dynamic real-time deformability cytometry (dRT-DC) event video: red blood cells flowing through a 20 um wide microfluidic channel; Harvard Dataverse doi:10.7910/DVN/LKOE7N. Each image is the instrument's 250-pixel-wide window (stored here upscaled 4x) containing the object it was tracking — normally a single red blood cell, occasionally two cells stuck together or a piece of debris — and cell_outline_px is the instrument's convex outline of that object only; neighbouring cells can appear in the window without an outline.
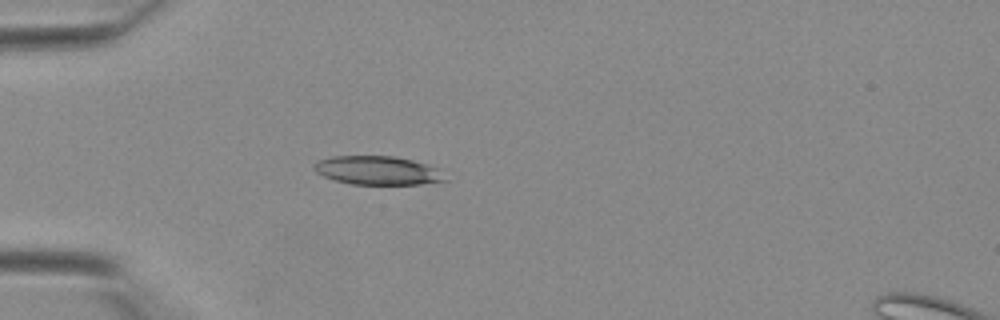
{"species": "Egyptian fruit bat (a non-hibernating species)", "species_latin": "Rousettus aegyptiacus", "temperature_condition": "warm", "stored_images_in_passage": 17, "camera_frame_rate_fps": 3000, "um_per_image_px": 0.085, "animal": {"sex": "female"}, "frame": {"image": 1, "passage_image": 1, "time_ms": 0.0, "image_size_px": [1000, 320], "cell_outline_px": [[448, 180], [420, 184], [352, 184], [336, 180], [324, 176], [316, 172], [312, 168], [312, 164], [316, 160], [332, 156], [392, 156], [412, 160], [428, 164], [440, 168]], "centroid_in_image_um": [32.1, 14.48], "position_along_channel_um": 52.9, "area_um2": 22.08}}
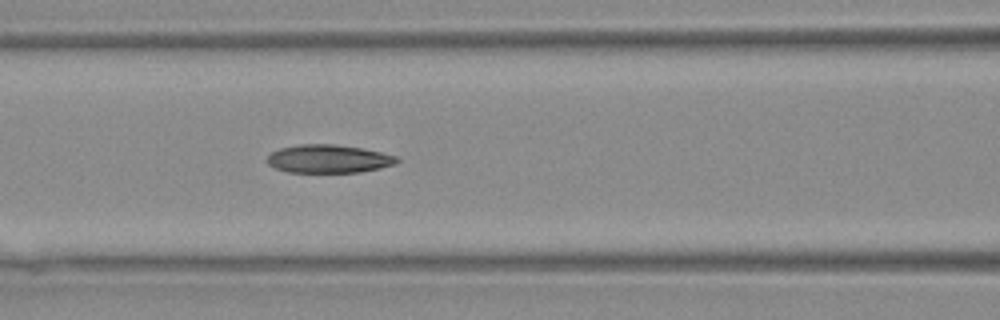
{"frame": {"image": 2, "passage_image": 7, "time_ms": 2.0, "image_size_px": [1000, 320], "cell_outline_px": [[400, 160], [396, 164], [380, 168], [360, 172], [288, 172], [276, 168], [268, 164], [264, 160], [272, 152], [280, 148], [300, 144], [332, 144], [360, 148], [380, 152], [396, 156]], "centroid_in_image_um": [27.91, 13.5], "position_along_channel_um": 138.7, "area_um2": 21.27}}
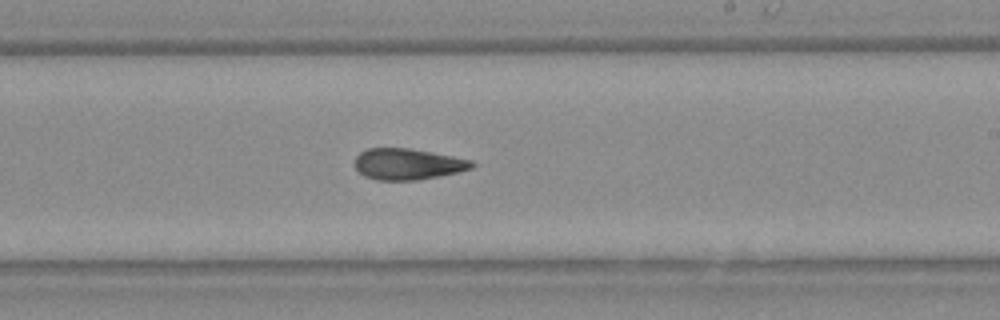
{"frame": {"image": 3, "passage_image": 14, "time_ms": 4.333, "image_size_px": [1000, 320], "cell_outline_px": [[476, 164], [472, 168], [456, 172], [416, 180], [376, 180], [364, 176], [356, 168], [356, 156], [360, 152], [368, 148], [408, 148], [432, 152], [472, 160]], "centroid_in_image_um": [34.65, 13.94], "position_along_channel_um": 254.4, "area_um2": 21.04}}